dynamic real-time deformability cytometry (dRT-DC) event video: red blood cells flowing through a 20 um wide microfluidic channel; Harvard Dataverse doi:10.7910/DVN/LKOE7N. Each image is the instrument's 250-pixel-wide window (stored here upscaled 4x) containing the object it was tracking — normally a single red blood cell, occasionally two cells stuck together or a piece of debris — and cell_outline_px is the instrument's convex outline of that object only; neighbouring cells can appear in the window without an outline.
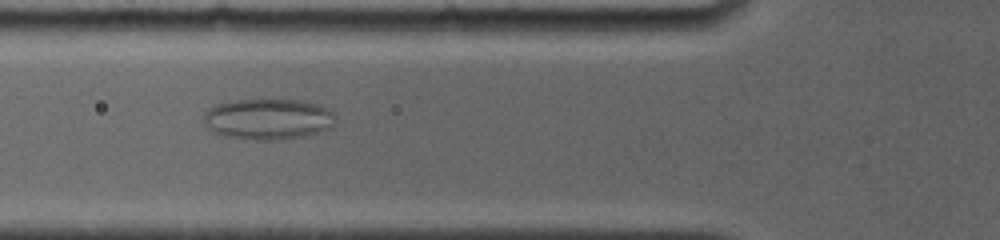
{"species": "common noctule bat (a hibernating species)", "species_latin": "Nyctalus noctula", "temperature_condition": "room temperature", "stored_images_in_passage": 23, "camera_frame_rate_fps": 4000, "um_per_image_px": 0.085, "animal": {"sex": "female", "body_mass_g": 19.0, "forearm_length_mm": 56.7}, "frame": {"image": 1, "passage_image": 3, "time_ms": 2.0, "image_size_px": [1000, 240], "cell_outline_px": [[336, 116], [332, 124], [328, 128], [320, 132], [304, 136], [224, 136], [208, 128], [204, 124], [204, 112], [208, 108], [216, 104], [236, 100], [300, 100], [316, 104], [332, 112]], "centroid_in_image_um": [22.76, 10.05], "position_along_channel_um": 103.0, "area_um2": 29.77}}
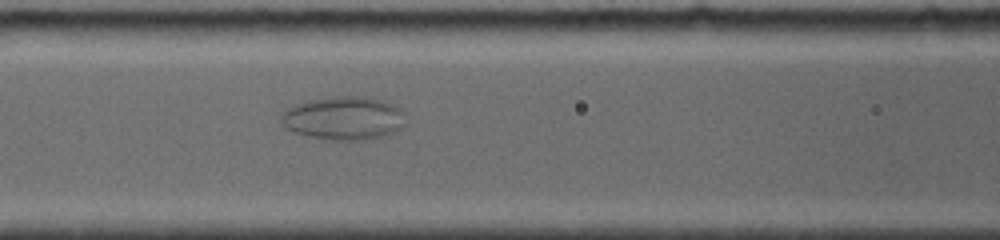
{"frame": {"image": 2, "passage_image": 4, "time_ms": 3.0, "image_size_px": [1000, 240], "cell_outline_px": [[404, 124], [400, 128], [392, 132], [380, 136], [360, 140], [332, 140], [308, 136], [296, 132], [288, 128], [280, 120], [284, 112], [288, 108], [296, 104], [308, 100], [340, 96], [360, 96], [380, 100], [392, 104], [400, 108], [404, 112]], "centroid_in_image_um": [29.22, 10.04], "position_along_channel_um": 137.4, "area_um2": 30.92}}
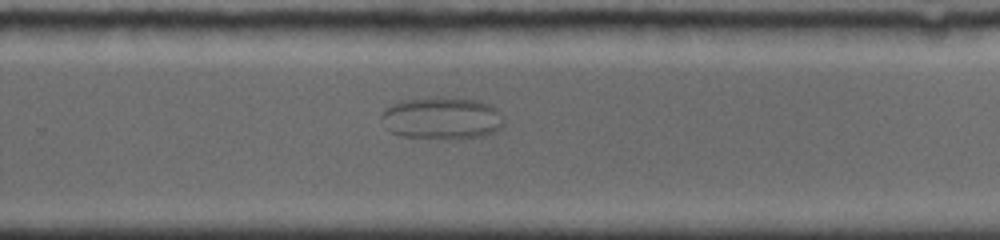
{"frame": {"image": 3, "passage_image": 12, "time_ms": 7.5, "image_size_px": [1000, 240], "cell_outline_px": [[504, 124], [500, 128], [484, 136], [404, 136], [392, 132], [384, 128], [380, 116], [380, 112], [384, 108], [400, 100], [472, 100], [488, 104], [496, 108]], "centroid_in_image_um": [37.48, 10.05], "position_along_channel_um": 292.3, "area_um2": 28.32}}